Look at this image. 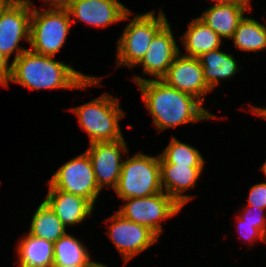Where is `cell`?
Segmentation results:
<instances>
[{"label": "cell", "instance_id": "10", "mask_svg": "<svg viewBox=\"0 0 266 267\" xmlns=\"http://www.w3.org/2000/svg\"><path fill=\"white\" fill-rule=\"evenodd\" d=\"M106 221L112 222L107 226L108 237L123 257L124 265L158 241L159 236L153 230L124 218L117 211Z\"/></svg>", "mask_w": 266, "mask_h": 267}, {"label": "cell", "instance_id": "20", "mask_svg": "<svg viewBox=\"0 0 266 267\" xmlns=\"http://www.w3.org/2000/svg\"><path fill=\"white\" fill-rule=\"evenodd\" d=\"M188 26L181 36L186 50L184 56L197 58L202 53L220 48L222 45V38L198 17L189 22Z\"/></svg>", "mask_w": 266, "mask_h": 267}, {"label": "cell", "instance_id": "12", "mask_svg": "<svg viewBox=\"0 0 266 267\" xmlns=\"http://www.w3.org/2000/svg\"><path fill=\"white\" fill-rule=\"evenodd\" d=\"M71 19L95 27L129 19L132 11L118 0H72L67 8Z\"/></svg>", "mask_w": 266, "mask_h": 267}, {"label": "cell", "instance_id": "6", "mask_svg": "<svg viewBox=\"0 0 266 267\" xmlns=\"http://www.w3.org/2000/svg\"><path fill=\"white\" fill-rule=\"evenodd\" d=\"M40 12L33 7L30 20L31 51L45 55H57L72 26L68 9L45 8Z\"/></svg>", "mask_w": 266, "mask_h": 267}, {"label": "cell", "instance_id": "4", "mask_svg": "<svg viewBox=\"0 0 266 267\" xmlns=\"http://www.w3.org/2000/svg\"><path fill=\"white\" fill-rule=\"evenodd\" d=\"M168 23L161 9L157 16L155 11L135 15L125 26L117 41L116 59L118 67H136L144 57L154 36Z\"/></svg>", "mask_w": 266, "mask_h": 267}, {"label": "cell", "instance_id": "9", "mask_svg": "<svg viewBox=\"0 0 266 267\" xmlns=\"http://www.w3.org/2000/svg\"><path fill=\"white\" fill-rule=\"evenodd\" d=\"M31 0H15L0 15V53L9 61L28 49L19 45L21 40L30 43ZM15 52V53H14Z\"/></svg>", "mask_w": 266, "mask_h": 267}, {"label": "cell", "instance_id": "15", "mask_svg": "<svg viewBox=\"0 0 266 267\" xmlns=\"http://www.w3.org/2000/svg\"><path fill=\"white\" fill-rule=\"evenodd\" d=\"M203 168L204 166L160 164L163 192L168 194L183 208L194 197L188 194L185 195L183 192L194 188Z\"/></svg>", "mask_w": 266, "mask_h": 267}, {"label": "cell", "instance_id": "21", "mask_svg": "<svg viewBox=\"0 0 266 267\" xmlns=\"http://www.w3.org/2000/svg\"><path fill=\"white\" fill-rule=\"evenodd\" d=\"M66 229L53 209L43 200L32 216L28 233L55 243L67 232Z\"/></svg>", "mask_w": 266, "mask_h": 267}, {"label": "cell", "instance_id": "7", "mask_svg": "<svg viewBox=\"0 0 266 267\" xmlns=\"http://www.w3.org/2000/svg\"><path fill=\"white\" fill-rule=\"evenodd\" d=\"M48 184L54 189L88 199L93 205L101 192L86 151L59 167L52 174Z\"/></svg>", "mask_w": 266, "mask_h": 267}, {"label": "cell", "instance_id": "35", "mask_svg": "<svg viewBox=\"0 0 266 267\" xmlns=\"http://www.w3.org/2000/svg\"><path fill=\"white\" fill-rule=\"evenodd\" d=\"M87 265H67L63 267H86Z\"/></svg>", "mask_w": 266, "mask_h": 267}, {"label": "cell", "instance_id": "22", "mask_svg": "<svg viewBox=\"0 0 266 267\" xmlns=\"http://www.w3.org/2000/svg\"><path fill=\"white\" fill-rule=\"evenodd\" d=\"M85 246L78 238L66 232L54 243L52 267L89 265L92 261L90 253Z\"/></svg>", "mask_w": 266, "mask_h": 267}, {"label": "cell", "instance_id": "26", "mask_svg": "<svg viewBox=\"0 0 266 267\" xmlns=\"http://www.w3.org/2000/svg\"><path fill=\"white\" fill-rule=\"evenodd\" d=\"M248 205L254 209H264L266 211V182L253 185L248 194Z\"/></svg>", "mask_w": 266, "mask_h": 267}, {"label": "cell", "instance_id": "25", "mask_svg": "<svg viewBox=\"0 0 266 267\" xmlns=\"http://www.w3.org/2000/svg\"><path fill=\"white\" fill-rule=\"evenodd\" d=\"M245 211L238 218L244 220V223L256 224V228L266 237V213L264 209L247 206Z\"/></svg>", "mask_w": 266, "mask_h": 267}, {"label": "cell", "instance_id": "2", "mask_svg": "<svg viewBox=\"0 0 266 267\" xmlns=\"http://www.w3.org/2000/svg\"><path fill=\"white\" fill-rule=\"evenodd\" d=\"M101 77L80 73L70 65L55 60L53 56L26 50L11 63L9 82L33 90L41 89H86L101 86Z\"/></svg>", "mask_w": 266, "mask_h": 267}, {"label": "cell", "instance_id": "13", "mask_svg": "<svg viewBox=\"0 0 266 267\" xmlns=\"http://www.w3.org/2000/svg\"><path fill=\"white\" fill-rule=\"evenodd\" d=\"M161 80L170 87L194 96L202 104L205 100L204 96L212 91L204 80L199 59L187 57L181 53L174 59L167 74Z\"/></svg>", "mask_w": 266, "mask_h": 267}, {"label": "cell", "instance_id": "29", "mask_svg": "<svg viewBox=\"0 0 266 267\" xmlns=\"http://www.w3.org/2000/svg\"><path fill=\"white\" fill-rule=\"evenodd\" d=\"M50 8L67 9L72 0H43Z\"/></svg>", "mask_w": 266, "mask_h": 267}, {"label": "cell", "instance_id": "19", "mask_svg": "<svg viewBox=\"0 0 266 267\" xmlns=\"http://www.w3.org/2000/svg\"><path fill=\"white\" fill-rule=\"evenodd\" d=\"M197 58L202 65L204 80L211 90H215L221 80L231 78L241 69L233 55L220 48L202 53Z\"/></svg>", "mask_w": 266, "mask_h": 267}, {"label": "cell", "instance_id": "33", "mask_svg": "<svg viewBox=\"0 0 266 267\" xmlns=\"http://www.w3.org/2000/svg\"><path fill=\"white\" fill-rule=\"evenodd\" d=\"M86 267H107V265H104L102 263H98V262H94L92 261L89 265H87Z\"/></svg>", "mask_w": 266, "mask_h": 267}, {"label": "cell", "instance_id": "1", "mask_svg": "<svg viewBox=\"0 0 266 267\" xmlns=\"http://www.w3.org/2000/svg\"><path fill=\"white\" fill-rule=\"evenodd\" d=\"M142 93V102L153 117L158 132L188 123L218 118L194 96L168 86L163 80L132 78Z\"/></svg>", "mask_w": 266, "mask_h": 267}, {"label": "cell", "instance_id": "24", "mask_svg": "<svg viewBox=\"0 0 266 267\" xmlns=\"http://www.w3.org/2000/svg\"><path fill=\"white\" fill-rule=\"evenodd\" d=\"M159 163L204 166L205 160L197 149L172 137L164 151L159 154Z\"/></svg>", "mask_w": 266, "mask_h": 267}, {"label": "cell", "instance_id": "3", "mask_svg": "<svg viewBox=\"0 0 266 267\" xmlns=\"http://www.w3.org/2000/svg\"><path fill=\"white\" fill-rule=\"evenodd\" d=\"M119 98L105 93L94 100L70 108L77 117L80 126L94 142H113L123 139L119 120L125 113L119 106Z\"/></svg>", "mask_w": 266, "mask_h": 267}, {"label": "cell", "instance_id": "14", "mask_svg": "<svg viewBox=\"0 0 266 267\" xmlns=\"http://www.w3.org/2000/svg\"><path fill=\"white\" fill-rule=\"evenodd\" d=\"M170 26L168 22L154 36L144 57L137 64L143 67L145 75H151L155 80H161L167 74L168 68L181 52Z\"/></svg>", "mask_w": 266, "mask_h": 267}, {"label": "cell", "instance_id": "16", "mask_svg": "<svg viewBox=\"0 0 266 267\" xmlns=\"http://www.w3.org/2000/svg\"><path fill=\"white\" fill-rule=\"evenodd\" d=\"M48 187L49 190L44 200L66 228L71 225H79L93 212L94 205L88 199L54 189L49 184Z\"/></svg>", "mask_w": 266, "mask_h": 267}, {"label": "cell", "instance_id": "11", "mask_svg": "<svg viewBox=\"0 0 266 267\" xmlns=\"http://www.w3.org/2000/svg\"><path fill=\"white\" fill-rule=\"evenodd\" d=\"M125 139L113 142H94L86 149L89 155L96 182L102 190L107 187L115 189L122 170V153H128ZM122 159V160H121Z\"/></svg>", "mask_w": 266, "mask_h": 267}, {"label": "cell", "instance_id": "28", "mask_svg": "<svg viewBox=\"0 0 266 267\" xmlns=\"http://www.w3.org/2000/svg\"><path fill=\"white\" fill-rule=\"evenodd\" d=\"M11 76V63L0 53V84L5 88L9 87Z\"/></svg>", "mask_w": 266, "mask_h": 267}, {"label": "cell", "instance_id": "30", "mask_svg": "<svg viewBox=\"0 0 266 267\" xmlns=\"http://www.w3.org/2000/svg\"><path fill=\"white\" fill-rule=\"evenodd\" d=\"M251 112L254 113L257 116L262 117L266 120V107H258V106H252Z\"/></svg>", "mask_w": 266, "mask_h": 267}, {"label": "cell", "instance_id": "23", "mask_svg": "<svg viewBox=\"0 0 266 267\" xmlns=\"http://www.w3.org/2000/svg\"><path fill=\"white\" fill-rule=\"evenodd\" d=\"M231 40L241 51L257 52L266 49V26L251 17H243Z\"/></svg>", "mask_w": 266, "mask_h": 267}, {"label": "cell", "instance_id": "34", "mask_svg": "<svg viewBox=\"0 0 266 267\" xmlns=\"http://www.w3.org/2000/svg\"><path fill=\"white\" fill-rule=\"evenodd\" d=\"M261 170H262V172H263V173L265 174V176H266V161H265L264 164L262 165Z\"/></svg>", "mask_w": 266, "mask_h": 267}, {"label": "cell", "instance_id": "32", "mask_svg": "<svg viewBox=\"0 0 266 267\" xmlns=\"http://www.w3.org/2000/svg\"><path fill=\"white\" fill-rule=\"evenodd\" d=\"M14 1L15 0H0V15Z\"/></svg>", "mask_w": 266, "mask_h": 267}, {"label": "cell", "instance_id": "17", "mask_svg": "<svg viewBox=\"0 0 266 267\" xmlns=\"http://www.w3.org/2000/svg\"><path fill=\"white\" fill-rule=\"evenodd\" d=\"M250 3L213 4L198 17L222 39H231Z\"/></svg>", "mask_w": 266, "mask_h": 267}, {"label": "cell", "instance_id": "31", "mask_svg": "<svg viewBox=\"0 0 266 267\" xmlns=\"http://www.w3.org/2000/svg\"><path fill=\"white\" fill-rule=\"evenodd\" d=\"M216 2V5L219 4H233V3H250L251 0H212Z\"/></svg>", "mask_w": 266, "mask_h": 267}, {"label": "cell", "instance_id": "27", "mask_svg": "<svg viewBox=\"0 0 266 267\" xmlns=\"http://www.w3.org/2000/svg\"><path fill=\"white\" fill-rule=\"evenodd\" d=\"M236 220L238 222L236 225L240 238L244 237V240L250 241V245L258 239L266 243V237L256 228V224L244 223V220L238 217Z\"/></svg>", "mask_w": 266, "mask_h": 267}, {"label": "cell", "instance_id": "18", "mask_svg": "<svg viewBox=\"0 0 266 267\" xmlns=\"http://www.w3.org/2000/svg\"><path fill=\"white\" fill-rule=\"evenodd\" d=\"M16 263L19 267H52L54 243L29 233L18 241Z\"/></svg>", "mask_w": 266, "mask_h": 267}, {"label": "cell", "instance_id": "5", "mask_svg": "<svg viewBox=\"0 0 266 267\" xmlns=\"http://www.w3.org/2000/svg\"><path fill=\"white\" fill-rule=\"evenodd\" d=\"M114 191L122 200L148 197L162 192L159 155L149 156L138 152L129 159H124Z\"/></svg>", "mask_w": 266, "mask_h": 267}, {"label": "cell", "instance_id": "8", "mask_svg": "<svg viewBox=\"0 0 266 267\" xmlns=\"http://www.w3.org/2000/svg\"><path fill=\"white\" fill-rule=\"evenodd\" d=\"M122 207L117 211L124 218L153 230L158 236L163 232L162 220L178 214L182 207L165 192L142 198L123 199Z\"/></svg>", "mask_w": 266, "mask_h": 267}]
</instances>
